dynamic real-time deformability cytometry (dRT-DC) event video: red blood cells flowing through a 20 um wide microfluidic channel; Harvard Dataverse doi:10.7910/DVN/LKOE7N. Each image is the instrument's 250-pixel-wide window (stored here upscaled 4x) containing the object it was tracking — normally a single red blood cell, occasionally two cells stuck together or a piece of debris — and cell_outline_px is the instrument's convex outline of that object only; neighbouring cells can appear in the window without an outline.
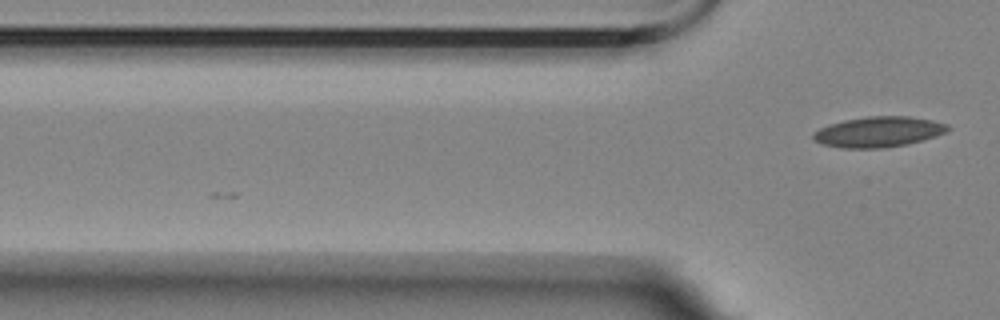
{"species": "Egyptian fruit bat (a non-hibernating species)", "species_latin": "Rousettus aegyptiacus", "temperature_condition": "room temperature", "stored_images_in_passage": 2, "camera_frame_rate_fps": 3000, "um_per_image_px": 0.085, "animal": {"sex": "female"}, "frame": {"image": 1, "passage_image": 2, "time_ms": 1.333, "image_size_px": [1000, 320], "cell_outline_px": [[952, 128], [944, 132], [920, 140], [904, 144], [880, 148], [840, 148], [824, 144], [816, 140], [812, 136], [812, 132], [828, 124], [844, 120], [868, 116], [908, 116], [932, 120], [948, 124]], "centroid_in_image_um": [74.63, 11.19], "position_along_channel_um": 51.2, "area_um2": 23.58}}